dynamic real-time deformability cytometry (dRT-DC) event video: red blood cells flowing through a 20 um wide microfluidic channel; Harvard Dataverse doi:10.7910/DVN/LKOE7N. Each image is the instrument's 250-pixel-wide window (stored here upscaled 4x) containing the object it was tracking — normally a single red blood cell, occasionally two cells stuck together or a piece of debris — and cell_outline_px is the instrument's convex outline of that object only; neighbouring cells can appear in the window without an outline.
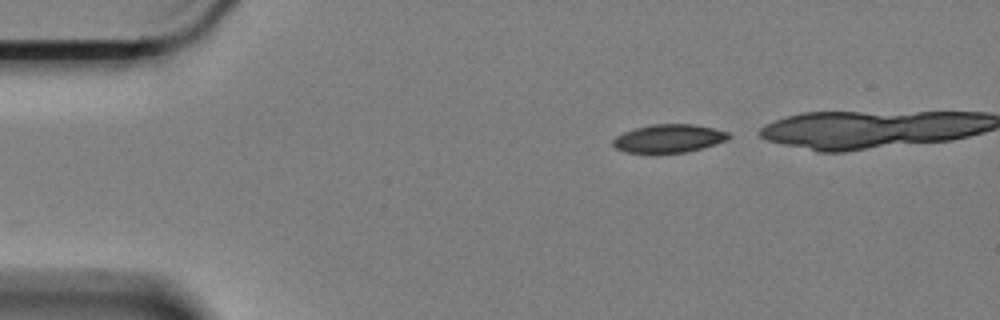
{"species": "Egyptian fruit bat (a non-hibernating species)", "species_latin": "Rousettus aegyptiacus", "temperature_condition": "cold", "stored_images_in_passage": 39, "camera_frame_rate_fps": 3000, "um_per_image_px": 0.085, "animal": {"sex": "female"}, "frame": {"image": 1, "passage_image": 1, "time_ms": 0.0, "image_size_px": [1000, 320], "cell_outline_px": [[732, 136], [728, 140], [716, 144], [684, 152], [624, 152], [616, 148], [612, 144], [612, 140], [616, 136], [624, 132], [636, 128], [652, 124], [692, 124], [712, 128], [728, 132]], "centroid_in_image_um": [56.85, 11.76], "position_along_channel_um": 28.1, "area_um2": 18.79}}
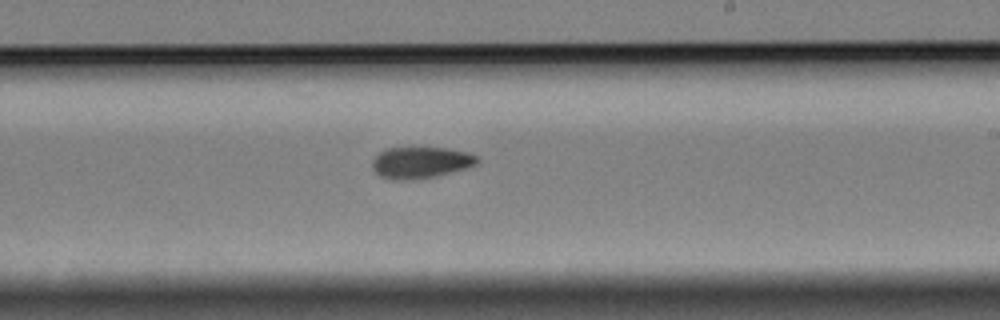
{"frame": {"image": 2, "passage_image": 26, "time_ms": 8.333, "image_size_px": [1000, 320], "cell_outline_px": [[480, 160], [476, 164], [464, 168], [436, 176], [412, 180], [392, 180], [380, 176], [372, 168], [372, 160], [380, 152], [388, 148], [444, 148], [468, 152], [480, 156]], "centroid_in_image_um": [35.76, 13.82], "position_along_channel_um": 253.2, "area_um2": 19.19}}
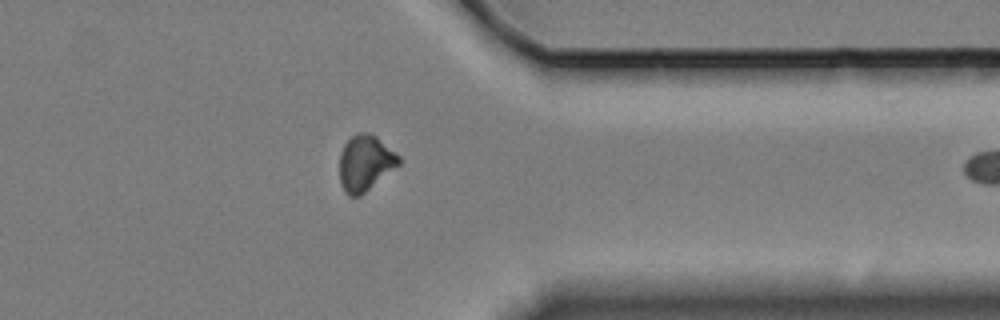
{"frame": {"image": 3, "passage_image": 38, "time_ms": 12.333, "image_size_px": [1000, 320], "cell_outline_px": [[400, 164], [360, 196], [348, 196], [344, 192], [340, 184], [340, 152], [344, 144], [356, 132], [368, 132], [376, 136], [400, 156]], "centroid_in_image_um": [31.03, 13.85], "position_along_channel_um": 380.4, "area_um2": 19.31}}